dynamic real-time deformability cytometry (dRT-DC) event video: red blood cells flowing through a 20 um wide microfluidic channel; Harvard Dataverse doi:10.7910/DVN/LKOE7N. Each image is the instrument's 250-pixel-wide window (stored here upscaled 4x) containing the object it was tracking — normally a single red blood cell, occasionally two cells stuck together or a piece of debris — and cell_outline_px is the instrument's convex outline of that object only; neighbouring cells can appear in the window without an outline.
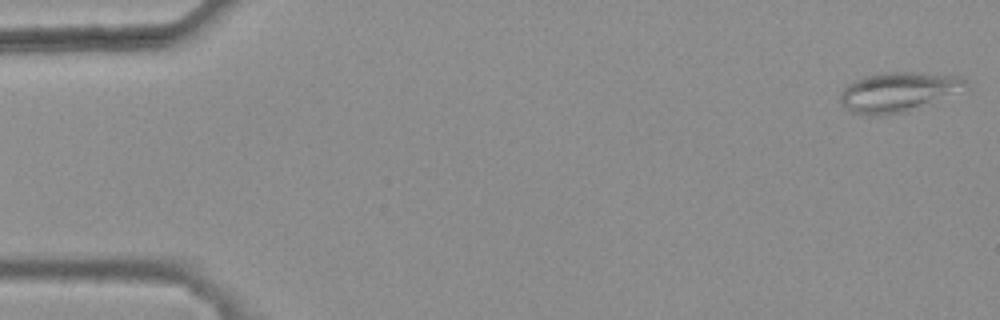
{"species": "common noctule bat (a hibernating species)", "species_latin": "Nyctalus noctula", "temperature_condition": "warm", "stored_images_in_passage": 16, "camera_frame_rate_fps": 3000, "um_per_image_px": 0.085, "animal": {"sex": "female", "body_mass_g": 25.1}, "frame": {"image": 1, "passage_image": 1, "time_ms": 0.0, "image_size_px": [1000, 320], "cell_outline_px": [[972, 88], [968, 92], [908, 112], [880, 116], [876, 116], [852, 112], [844, 108], [840, 104], [840, 92], [848, 84], [864, 76], [880, 72], [920, 72], [960, 76]], "centroid_in_image_um": [76.47, 7.83], "position_along_channel_um": 8.5, "area_um2": 30.23}}